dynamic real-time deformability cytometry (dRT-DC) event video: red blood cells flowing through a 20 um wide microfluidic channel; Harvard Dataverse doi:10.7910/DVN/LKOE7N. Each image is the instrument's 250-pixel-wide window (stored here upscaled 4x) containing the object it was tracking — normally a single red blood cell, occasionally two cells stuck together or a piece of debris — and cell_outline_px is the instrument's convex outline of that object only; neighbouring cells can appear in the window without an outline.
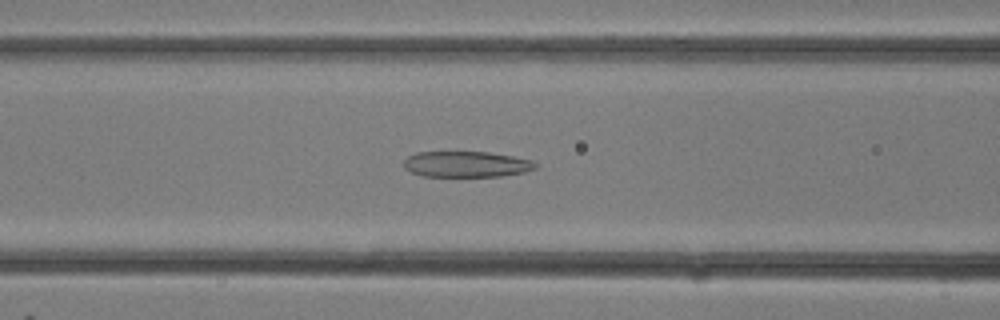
{"species": "common noctule bat (a hibernating species)", "species_latin": "Nyctalus noctula", "temperature_condition": "room temperature", "stored_images_in_passage": 29, "camera_frame_rate_fps": 3000, "um_per_image_px": 0.085, "animal": {"sex": "female"}, "frame": {"image": 1, "passage_image": 10, "time_ms": 3.0, "image_size_px": [1000, 320], "cell_outline_px": [[540, 164], [536, 168], [524, 172], [500, 176], [424, 176], [412, 172], [404, 168], [404, 160], [408, 156], [416, 152], [488, 152], [512, 156], [532, 160]], "centroid_in_image_um": [39.66, 13.95], "position_along_channel_um": 126.9, "area_um2": 19.83}}
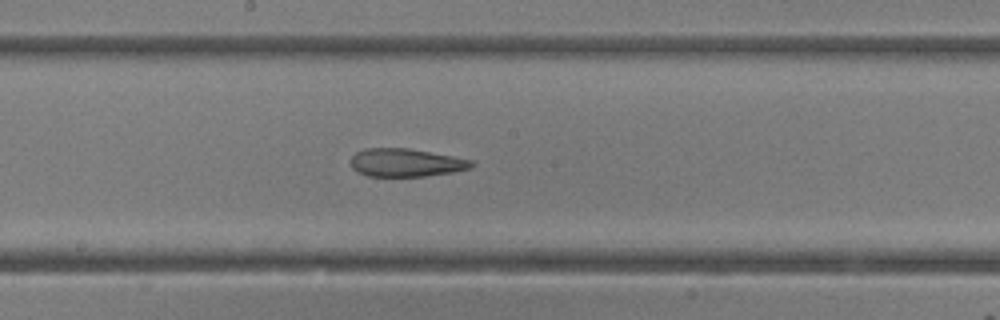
{"frame": {"image": 2, "passage_image": 14, "time_ms": 4.333, "image_size_px": [1000, 320], "cell_outline_px": [[476, 164], [472, 168], [452, 172], [424, 176], [368, 176], [356, 172], [352, 168], [352, 156], [356, 152], [364, 148], [408, 148], [452, 156], [472, 160]], "centroid_in_image_um": [34.51, 13.82], "position_along_channel_um": 213.7, "area_um2": 19.77}}
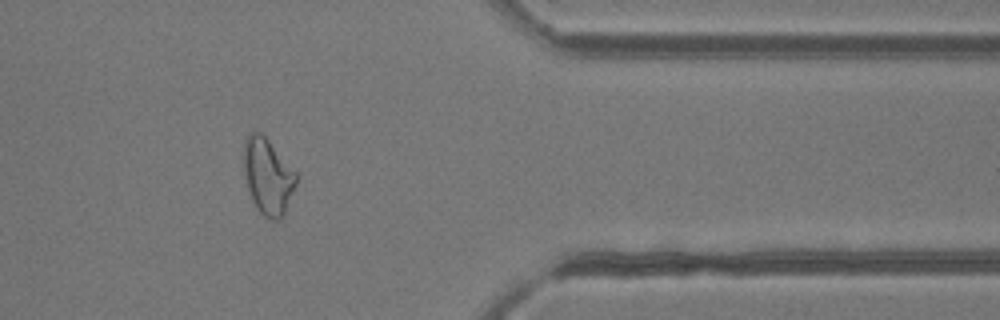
{"frame": {"image": 3, "passage_image": 23, "time_ms": 7.333, "image_size_px": [1000, 320], "cell_outline_px": [[296, 184], [284, 212], [280, 220], [272, 220], [264, 216], [256, 208], [252, 200], [248, 188], [244, 172], [244, 144], [248, 132], [260, 132], [268, 140], [296, 172]], "centroid_in_image_um": [22.75, 14.99], "position_along_channel_um": 388.7, "area_um2": 22.83}}